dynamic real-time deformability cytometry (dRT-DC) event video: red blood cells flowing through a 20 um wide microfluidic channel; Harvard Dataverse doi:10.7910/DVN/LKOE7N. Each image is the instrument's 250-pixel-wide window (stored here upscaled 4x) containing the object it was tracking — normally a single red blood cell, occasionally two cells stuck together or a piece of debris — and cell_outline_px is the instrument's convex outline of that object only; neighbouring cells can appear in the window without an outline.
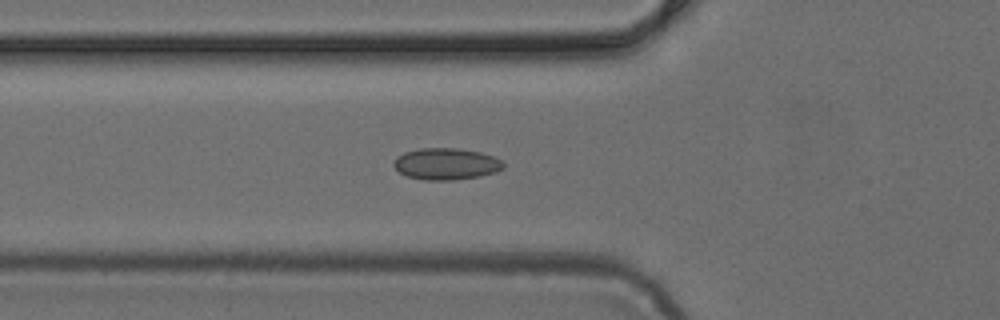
{"species": "common noctule bat (a hibernating species)", "species_latin": "Nyctalus noctula", "temperature_condition": "cold", "stored_images_in_passage": 5, "camera_frame_rate_fps": 3000, "um_per_image_px": 0.085, "animal": {"sex": "female", "body_mass_g": 24.6, "forearm_length_mm": 56.2}, "frame": {"image": 1, "passage_image": 5, "time_ms": 1.333, "image_size_px": [1000, 320], "cell_outline_px": [[504, 168], [496, 172], [480, 176], [452, 180], [424, 180], [408, 176], [400, 172], [392, 164], [396, 156], [404, 152], [420, 148], [460, 148], [480, 152], [492, 156], [500, 160], [504, 164]], "centroid_in_image_um": [37.91, 13.92], "position_along_channel_um": 87.9, "area_um2": 20.23}}